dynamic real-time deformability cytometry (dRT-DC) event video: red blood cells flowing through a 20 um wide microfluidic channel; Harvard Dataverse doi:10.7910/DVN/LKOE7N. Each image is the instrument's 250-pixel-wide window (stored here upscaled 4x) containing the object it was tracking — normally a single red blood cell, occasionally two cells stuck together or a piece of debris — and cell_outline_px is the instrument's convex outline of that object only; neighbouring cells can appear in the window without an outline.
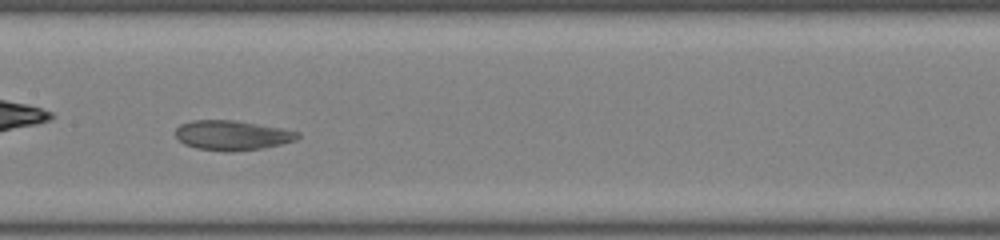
{"species": "common noctule bat (a hibernating species)", "species_latin": "Nyctalus noctula", "temperature_condition": "room temperature", "stored_images_in_passage": 45, "camera_frame_rate_fps": 3000, "um_per_image_px": 0.085, "animal": {"sex": "male", "body_mass_g": 19.0, "forearm_length_mm": 50.8}, "frame": {"image": 1, "passage_image": 19, "time_ms": 6.0, "image_size_px": [1000, 240], "cell_outline_px": [[300, 136], [296, 140], [264, 148], [232, 152], [224, 152], [196, 148], [184, 144], [176, 136], [176, 128], [180, 124], [192, 120], [232, 120], [280, 128], [300, 132]], "centroid_in_image_um": [19.72, 11.51], "position_along_channel_um": 187.7, "area_um2": 21.15}}